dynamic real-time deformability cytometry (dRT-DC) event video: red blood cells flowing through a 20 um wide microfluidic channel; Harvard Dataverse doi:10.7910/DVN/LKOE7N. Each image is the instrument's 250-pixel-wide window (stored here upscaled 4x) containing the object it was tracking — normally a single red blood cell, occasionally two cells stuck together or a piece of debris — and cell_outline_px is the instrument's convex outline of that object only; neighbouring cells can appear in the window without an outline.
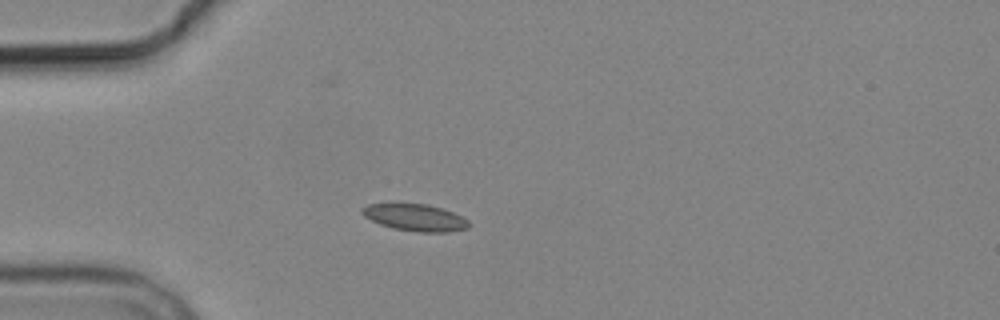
{"species": "common noctule bat (a hibernating species)", "species_latin": "Nyctalus noctula", "temperature_condition": "cold", "stored_images_in_passage": 6, "camera_frame_rate_fps": 3000, "um_per_image_px": 0.085, "animal": {"sex": "male", "body_mass_g": 19.2, "forearm_length_mm": 51.8}, "frame": {"image": 1, "passage_image": 3, "time_ms": 2.333, "image_size_px": [1000, 320], "cell_outline_px": [[472, 224], [468, 228], [448, 232], [416, 232], [392, 228], [380, 224], [364, 216], [360, 212], [360, 208], [368, 204], [428, 204], [452, 212], [468, 220]], "centroid_in_image_um": [35.29, 18.5], "position_along_channel_um": 49.7, "area_um2": 16.7}}
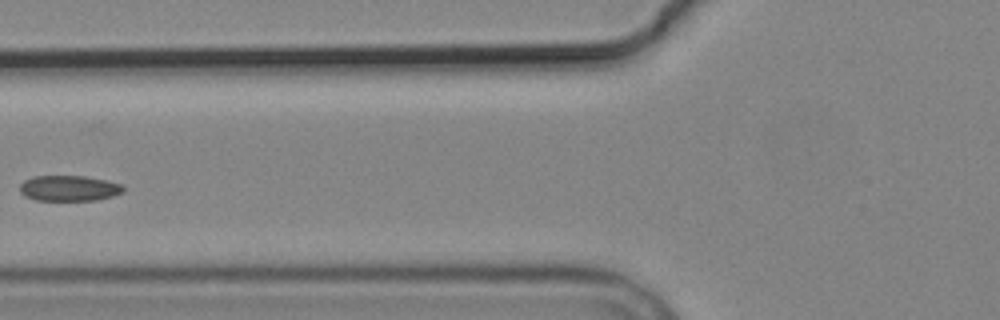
{"frame": {"image": 2, "passage_image": 5, "time_ms": 4.667, "image_size_px": [1000, 320], "cell_outline_px": [[124, 192], [112, 196], [96, 200], [36, 200], [24, 196], [20, 192], [20, 184], [24, 180], [32, 176], [84, 176], [108, 180], [124, 184]], "centroid_in_image_um": [5.89, 15.99], "position_along_channel_um": 119.9, "area_um2": 15.61}}
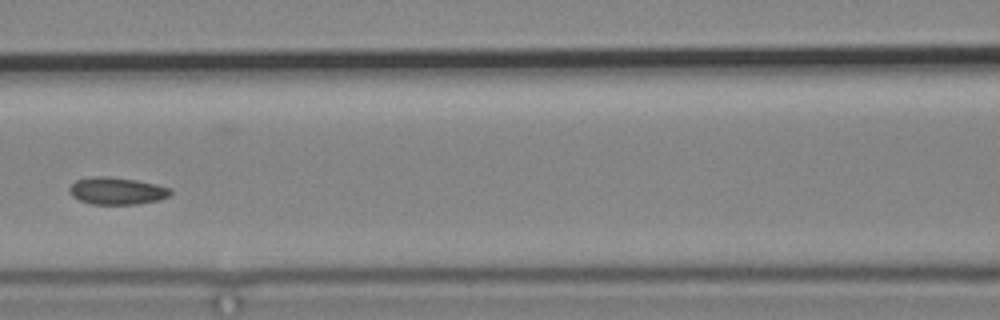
{"frame": {"image": 3, "passage_image": 6, "time_ms": 5.667, "image_size_px": [1000, 320], "cell_outline_px": [[172, 192], [168, 196], [160, 200], [136, 204], [92, 204], [80, 200], [72, 196], [68, 192], [68, 188], [76, 180], [92, 176], [104, 176], [136, 180], [156, 184], [168, 188]], "centroid_in_image_um": [9.9, 16.22], "position_along_channel_um": 156.7, "area_um2": 15.95}}